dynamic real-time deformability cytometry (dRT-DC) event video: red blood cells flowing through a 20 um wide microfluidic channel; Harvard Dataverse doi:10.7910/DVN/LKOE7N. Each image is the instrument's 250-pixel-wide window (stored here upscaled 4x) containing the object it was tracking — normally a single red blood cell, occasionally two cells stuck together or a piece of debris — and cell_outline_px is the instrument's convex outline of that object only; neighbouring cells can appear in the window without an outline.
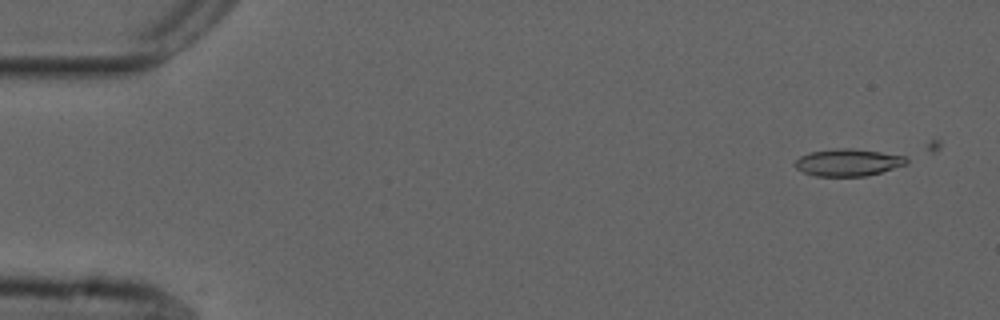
{"species": "common noctule bat (a hibernating species)", "species_latin": "Nyctalus noctula", "temperature_condition": "cold", "stored_images_in_passage": 5, "camera_frame_rate_fps": 3000, "um_per_image_px": 0.085, "animal": {"sex": "male", "forearm_length_mm": 52.5}, "frame": {"image": 1, "passage_image": 3, "time_ms": 0.667, "image_size_px": [1000, 320], "cell_outline_px": [[908, 164], [868, 176], [816, 176], [804, 172], [796, 168], [796, 160], [800, 156], [808, 152], [836, 148], [852, 148], [880, 152], [904, 156], [908, 160]], "centroid_in_image_um": [72.09, 13.8], "position_along_channel_um": 12.9, "area_um2": 17.63}}